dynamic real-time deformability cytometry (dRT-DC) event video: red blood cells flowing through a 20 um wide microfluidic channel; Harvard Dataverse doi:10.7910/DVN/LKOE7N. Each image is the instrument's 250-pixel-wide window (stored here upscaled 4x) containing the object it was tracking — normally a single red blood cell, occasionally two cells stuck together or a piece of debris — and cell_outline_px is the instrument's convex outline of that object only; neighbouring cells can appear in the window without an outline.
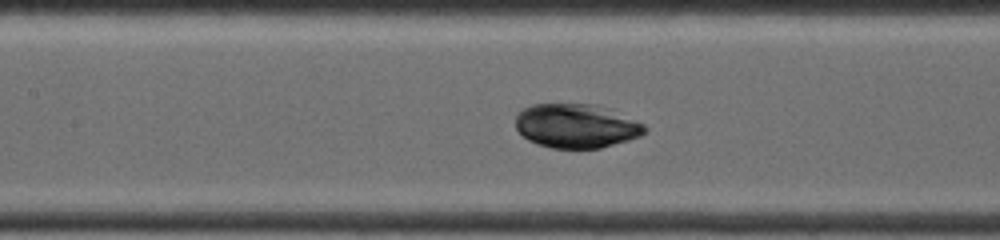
{"species": "common noctule bat (a hibernating species)", "species_latin": "Nyctalus noctula", "temperature_condition": "warm", "stored_images_in_passage": 31, "camera_frame_rate_fps": 4500, "um_per_image_px": 0.085, "animal": {"sex": "female", "body_mass_g": 19.0, "forearm_length_mm": 53.3}, "frame": {"image": 1, "passage_image": 11, "time_ms": 1.778, "image_size_px": [1000, 240], "cell_outline_px": [[648, 128], [640, 136], [628, 140], [600, 148], [552, 148], [536, 144], [528, 140], [516, 128], [516, 112], [532, 104], [596, 104], [644, 124]], "centroid_in_image_um": [48.94, 10.7], "position_along_channel_um": 158.5, "area_um2": 33.0}}
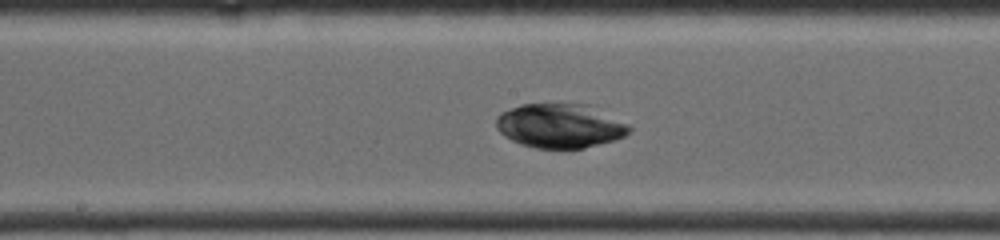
{"frame": {"image": 2, "passage_image": 18, "time_ms": 2.889, "image_size_px": [1000, 240], "cell_outline_px": [[632, 132], [616, 140], [584, 148], [536, 148], [520, 144], [504, 136], [496, 128], [496, 116], [500, 112], [520, 104], [592, 104], [628, 124], [632, 128]], "centroid_in_image_um": [47.62, 10.68], "position_along_channel_um": 200.6, "area_um2": 34.74}}